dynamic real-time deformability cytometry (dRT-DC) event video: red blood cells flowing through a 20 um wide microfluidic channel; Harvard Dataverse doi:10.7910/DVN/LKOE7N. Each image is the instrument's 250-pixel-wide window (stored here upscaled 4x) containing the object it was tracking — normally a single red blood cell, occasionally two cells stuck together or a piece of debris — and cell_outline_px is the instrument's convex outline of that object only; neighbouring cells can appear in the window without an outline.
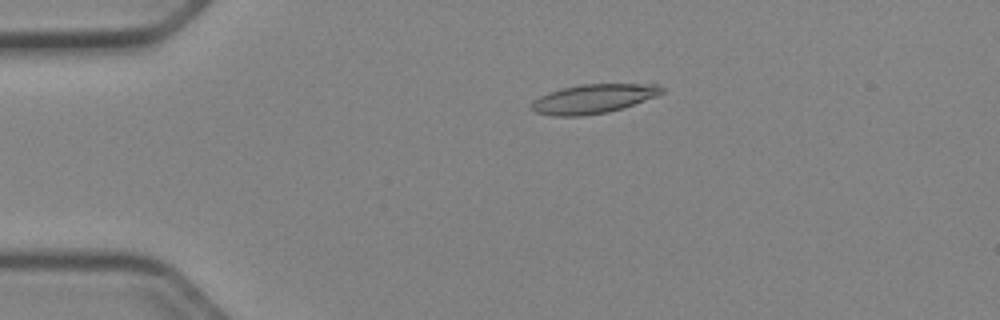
{"species": "Egyptian fruit bat (a non-hibernating species)", "species_latin": "Rousettus aegyptiacus", "temperature_condition": "cold", "stored_images_in_passage": 38, "camera_frame_rate_fps": 3000, "um_per_image_px": 0.085, "animal": {"sex": "female"}, "frame": {"image": 1, "passage_image": 3, "time_ms": 0.667, "image_size_px": [1000, 320], "cell_outline_px": [[664, 92], [656, 96], [624, 108], [608, 112], [580, 116], [552, 116], [536, 112], [532, 108], [532, 100], [548, 92], [560, 88], [580, 84], [660, 84], [664, 88]], "centroid_in_image_um": [50.44, 8.39], "position_along_channel_um": 34.6, "area_um2": 22.25}}
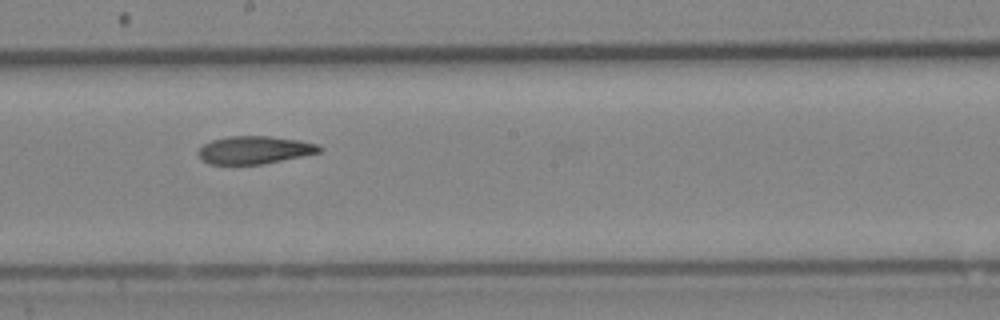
{"frame": {"image": 2, "passage_image": 21, "time_ms": 6.667, "image_size_px": [1000, 320], "cell_outline_px": [[324, 148], [320, 152], [264, 164], [208, 164], [200, 160], [196, 152], [204, 144], [212, 140], [228, 136], [268, 136], [300, 140], [320, 144]], "centroid_in_image_um": [21.63, 12.75], "position_along_channel_um": 226.6, "area_um2": 19.83}}
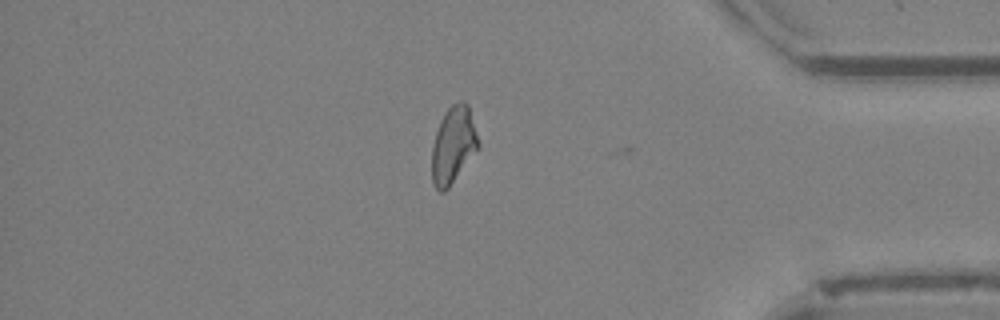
{"frame": {"image": 3, "passage_image": 36, "time_ms": 11.667, "image_size_px": [1000, 320], "cell_outline_px": [[480, 144], [448, 188], [444, 192], [440, 192], [432, 184], [432, 144], [440, 120], [448, 108], [452, 104], [460, 100], [464, 100], [468, 104]], "centroid_in_image_um": [38.5, 12.3], "position_along_channel_um": 396.7, "area_um2": 20.52}, "authors_computed_cell_mechanics": {"area_um2": 20.6346, "velocity_mm_per_s": 3.9563, "shape_relaxation_time_tau1_ms": null, "shape_relaxation_time_tau2_ms": 5.543, "deformation_change_tau1": null, "deformation_change_tau2": 0.1362}}